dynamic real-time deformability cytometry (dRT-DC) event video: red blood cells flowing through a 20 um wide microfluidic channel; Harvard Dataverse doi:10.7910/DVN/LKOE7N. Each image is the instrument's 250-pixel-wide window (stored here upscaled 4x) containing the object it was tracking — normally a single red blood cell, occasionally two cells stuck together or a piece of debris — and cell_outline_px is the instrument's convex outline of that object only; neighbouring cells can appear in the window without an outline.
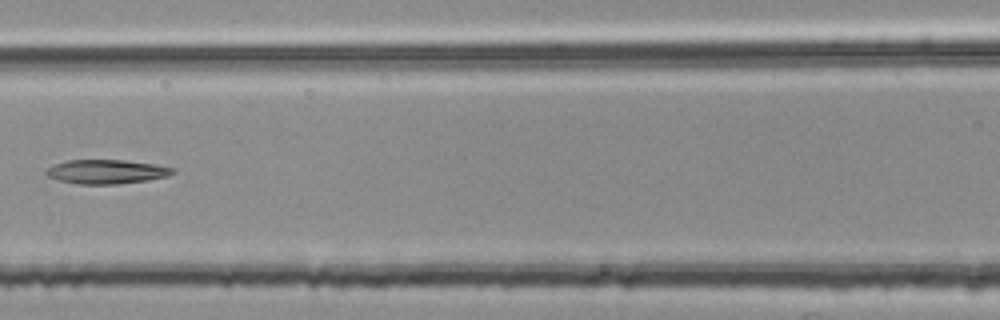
{"species": "common noctule bat (a hibernating species)", "species_latin": "Nyctalus noctula", "temperature_condition": "room temperature", "stored_images_in_passage": 6, "segment_of_instrument_passage": [2, 2], "camera_frame_rate_fps": 3000, "um_per_image_px": 0.085, "animal": {"sex": "female", "body_mass_g": 25.1}, "frame": {"image": 1, "passage_image": 6, "time_ms": 1.667, "image_size_px": [1000, 320], "cell_outline_px": [[176, 172], [168, 176], [148, 180], [120, 184], [76, 184], [60, 180], [48, 176], [44, 172], [48, 168], [56, 164], [68, 160], [124, 160], [156, 164], [176, 168]], "centroid_in_image_um": [9.11, 14.59], "position_along_channel_um": 157.5, "area_um2": 17.86}}